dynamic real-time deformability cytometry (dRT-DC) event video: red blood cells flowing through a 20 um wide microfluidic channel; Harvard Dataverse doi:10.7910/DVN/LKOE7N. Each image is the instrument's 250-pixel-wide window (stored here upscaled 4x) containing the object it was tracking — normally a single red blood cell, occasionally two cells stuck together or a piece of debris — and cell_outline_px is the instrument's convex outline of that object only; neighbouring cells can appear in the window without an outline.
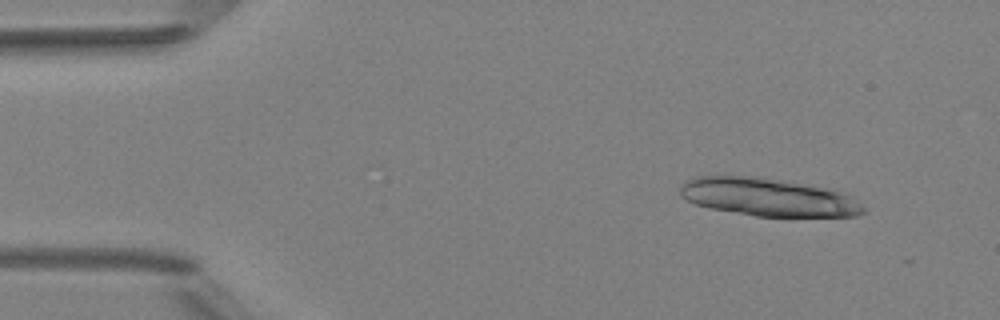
{"species": "Egyptian fruit bat (a non-hibernating species)", "species_latin": "Rousettus aegyptiacus", "temperature_condition": "room temperature", "stored_images_in_passage": 4, "camera_frame_rate_fps": 3000, "um_per_image_px": 0.085, "animal": {"sex": "female"}, "frame": {"image": 1, "passage_image": 1, "time_ms": 0.0, "image_size_px": [1000, 320], "cell_outline_px": [[868, 212], [856, 216], [756, 216], [708, 208], [696, 204], [688, 200], [680, 192], [680, 184], [696, 176], [752, 176], [780, 180], [820, 188], [836, 192], [848, 196], [860, 204]], "centroid_in_image_um": [65.22, 16.77], "position_along_channel_um": 19.8, "area_um2": 39.65}}